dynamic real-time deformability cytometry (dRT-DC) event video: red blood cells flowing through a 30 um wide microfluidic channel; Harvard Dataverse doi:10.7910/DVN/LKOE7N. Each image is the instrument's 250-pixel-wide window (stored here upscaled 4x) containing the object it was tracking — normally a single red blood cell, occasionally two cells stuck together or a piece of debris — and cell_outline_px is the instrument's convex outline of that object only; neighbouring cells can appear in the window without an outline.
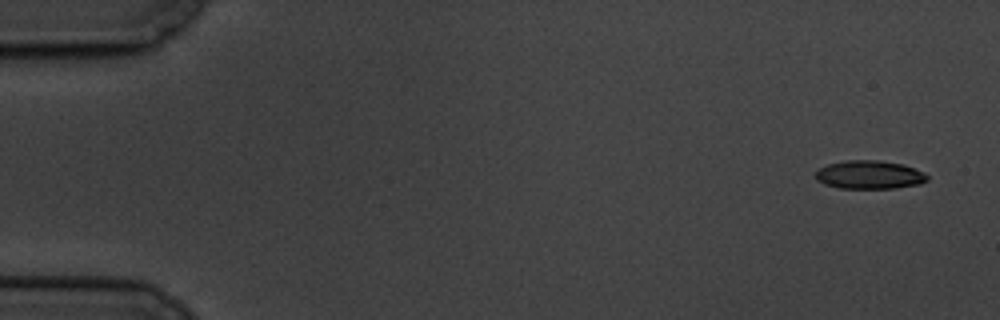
{"species": "common noctule bat (a hibernating species)", "species_latin": "Nyctalus noctula", "temperature_condition": "cold", "stored_images_in_passage": 5, "camera_frame_rate_fps": 3000, "um_per_image_px": 0.085, "animal": {"sex": "male", "body_mass_g": 19.5, "forearm_length_mm": 54.6}, "frame": {"image": 1, "passage_image": 1, "time_ms": 0.0, "image_size_px": [1000, 320], "cell_outline_px": [[928, 180], [920, 184], [896, 188], [840, 188], [824, 184], [816, 180], [816, 168], [828, 164], [844, 160], [876, 160], [904, 164], [924, 172], [928, 176]], "centroid_in_image_um": [73.89, 14.85], "position_along_channel_um": 11.1, "area_um2": 18.67}}
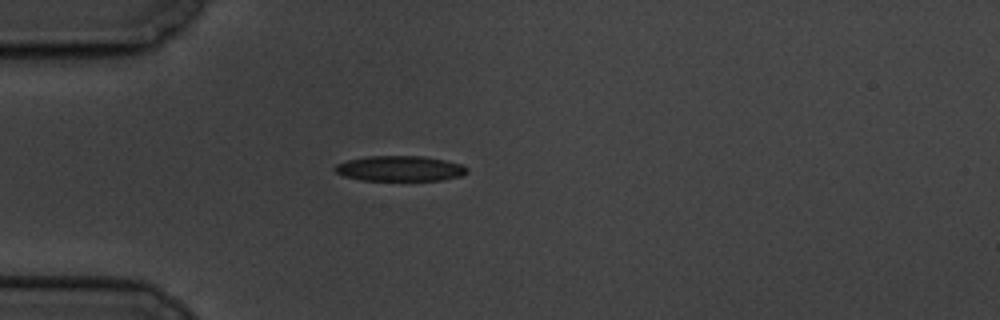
{"frame": {"image": 2, "passage_image": 5, "time_ms": 4.667, "image_size_px": [1000, 320], "cell_outline_px": [[468, 172], [460, 176], [444, 180], [360, 180], [344, 176], [336, 172], [332, 168], [336, 164], [348, 160], [364, 156], [424, 156], [444, 160], [460, 164], [468, 168]], "centroid_in_image_um": [33.97, 14.32], "position_along_channel_um": 51.0, "area_um2": 19.54}}